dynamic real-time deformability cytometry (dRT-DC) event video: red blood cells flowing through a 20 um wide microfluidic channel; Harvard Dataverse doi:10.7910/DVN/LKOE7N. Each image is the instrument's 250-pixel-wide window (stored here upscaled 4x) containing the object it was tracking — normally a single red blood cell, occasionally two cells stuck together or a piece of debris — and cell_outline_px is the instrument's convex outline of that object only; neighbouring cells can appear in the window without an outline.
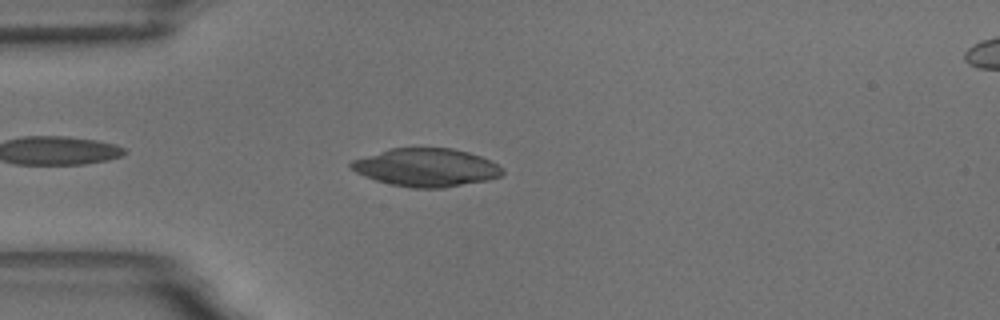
{"species": "common noctule bat (a hibernating species)", "species_latin": "Nyctalus noctula", "temperature_condition": "room temperature", "stored_images_in_passage": 48, "camera_frame_rate_fps": 3000, "um_per_image_px": 0.085, "animal": {"sex": "male", "body_mass_g": 18.8}, "frame": {"image": 1, "passage_image": 6, "time_ms": 1.667, "image_size_px": [1000, 320], "cell_outline_px": [[504, 172], [500, 176], [488, 180], [444, 188], [412, 188], [392, 184], [376, 180], [364, 176], [356, 172], [348, 164], [352, 160], [392, 148], [452, 148], [468, 152], [480, 156], [504, 168]], "centroid_in_image_um": [36.24, 14.24], "position_along_channel_um": 48.8, "area_um2": 33.41}}
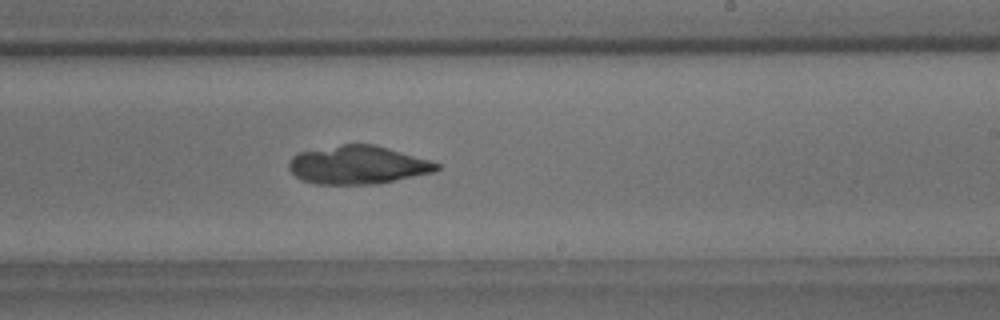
{"frame": {"image": 2, "passage_image": 25, "time_ms": 8.0, "image_size_px": [1000, 320], "cell_outline_px": [[440, 168], [436, 172], [372, 184], [316, 184], [300, 180], [288, 168], [288, 160], [296, 152], [344, 144], [372, 144], [388, 148], [428, 160], [440, 164]], "centroid_in_image_um": [30.36, 14.02], "position_along_channel_um": 258.6, "area_um2": 32.89}}
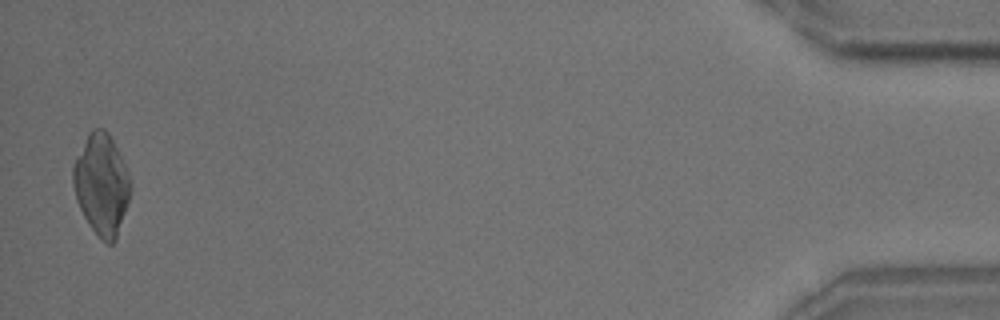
{"frame": {"image": 3, "passage_image": 47, "time_ms": 15.333, "image_size_px": [1000, 320], "cell_outline_px": [[132, 188], [116, 240], [112, 244], [108, 244], [100, 240], [88, 224], [76, 200], [72, 184], [72, 168], [88, 132], [92, 128], [104, 128], [108, 132], [124, 164]], "centroid_in_image_um": [8.61, 15.7], "position_along_channel_um": 426.6, "area_um2": 33.58}}